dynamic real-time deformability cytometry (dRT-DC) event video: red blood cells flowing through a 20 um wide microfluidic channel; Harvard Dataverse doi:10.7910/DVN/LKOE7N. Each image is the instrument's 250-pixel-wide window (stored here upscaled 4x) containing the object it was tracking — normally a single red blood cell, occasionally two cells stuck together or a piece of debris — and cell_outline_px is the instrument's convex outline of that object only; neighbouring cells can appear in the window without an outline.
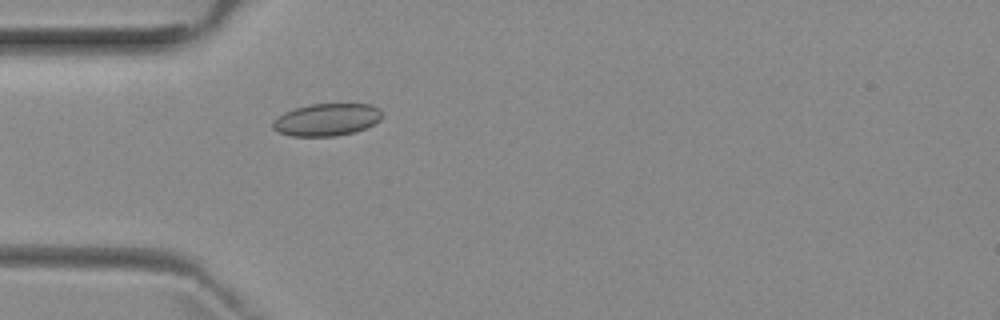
{"species": "common noctule bat (a hibernating species)", "species_latin": "Nyctalus noctula", "temperature_condition": "room temperature", "stored_images_in_passage": 5, "camera_frame_rate_fps": 3000, "um_per_image_px": 0.085, "animal": {"sex": "female", "body_mass_g": 29.2, "forearm_length_mm": 56.3}, "frame": {"image": 1, "passage_image": 5, "time_ms": 4.667, "image_size_px": [1000, 320], "cell_outline_px": [[384, 116], [380, 120], [356, 132], [336, 136], [292, 136], [280, 132], [272, 128], [272, 120], [284, 112], [296, 108], [312, 104], [372, 104], [380, 108]], "centroid_in_image_um": [27.79, 10.17], "position_along_channel_um": 57.2, "area_um2": 20.69}}